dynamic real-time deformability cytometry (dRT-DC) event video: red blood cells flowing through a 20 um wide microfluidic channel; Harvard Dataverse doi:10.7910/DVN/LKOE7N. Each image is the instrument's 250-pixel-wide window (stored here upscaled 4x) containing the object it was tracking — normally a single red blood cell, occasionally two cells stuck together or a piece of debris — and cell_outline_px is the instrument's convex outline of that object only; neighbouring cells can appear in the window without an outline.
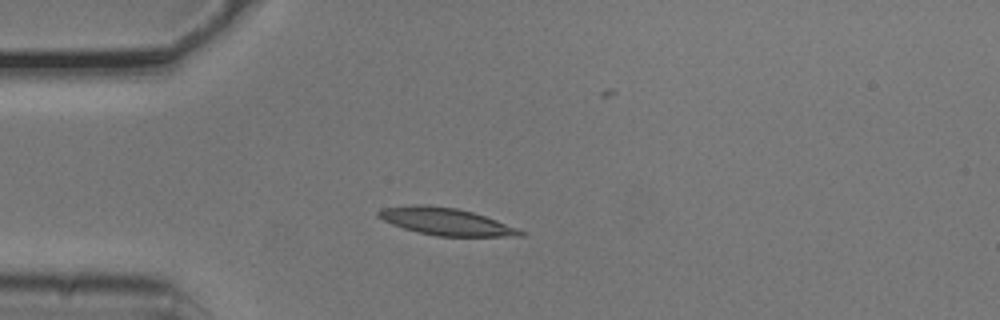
{"species": "common noctule bat (a hibernating species)", "species_latin": "Nyctalus noctula", "temperature_condition": "cold", "stored_images_in_passage": 4, "camera_frame_rate_fps": 3000, "um_per_image_px": 0.085, "animal": {"sex": "male", "body_mass_g": 20.5, "forearm_length_mm": 52.5}, "frame": {"image": 1, "passage_image": 3, "time_ms": 0.667, "image_size_px": [1000, 320], "cell_outline_px": [[524, 236], [436, 236], [416, 232], [392, 224], [376, 216], [376, 212], [380, 208], [412, 204], [428, 204], [456, 208], [472, 212], [496, 220], [516, 228], [524, 232]], "centroid_in_image_um": [37.82, 18.82], "position_along_channel_um": 47.2, "area_um2": 22.48}}